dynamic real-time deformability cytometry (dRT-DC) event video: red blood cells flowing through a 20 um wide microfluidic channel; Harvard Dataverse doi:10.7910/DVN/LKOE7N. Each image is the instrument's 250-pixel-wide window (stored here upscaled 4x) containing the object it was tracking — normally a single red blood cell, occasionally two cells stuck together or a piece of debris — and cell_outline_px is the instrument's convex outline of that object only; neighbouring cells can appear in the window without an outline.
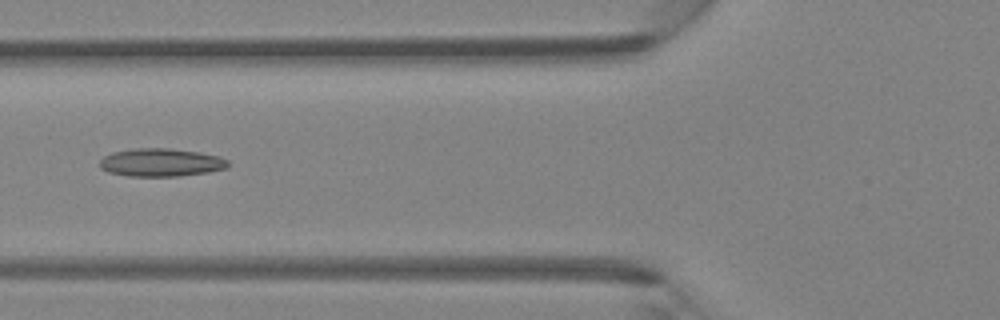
{"species": "Egyptian fruit bat (a non-hibernating species)", "species_latin": "Rousettus aegyptiacus", "temperature_condition": "room temperature", "stored_images_in_passage": 4, "camera_frame_rate_fps": 3000, "um_per_image_px": 0.085, "animal": {"sex": "female"}, "frame": {"image": 1, "passage_image": 4, "time_ms": 3.667, "image_size_px": [1000, 320], "cell_outline_px": [[228, 168], [208, 172], [180, 176], [128, 176], [108, 172], [100, 168], [100, 160], [104, 156], [112, 152], [132, 148], [168, 148], [200, 152], [220, 156], [228, 160]], "centroid_in_image_um": [13.69, 13.8], "position_along_channel_um": 112.1, "area_um2": 21.15}}